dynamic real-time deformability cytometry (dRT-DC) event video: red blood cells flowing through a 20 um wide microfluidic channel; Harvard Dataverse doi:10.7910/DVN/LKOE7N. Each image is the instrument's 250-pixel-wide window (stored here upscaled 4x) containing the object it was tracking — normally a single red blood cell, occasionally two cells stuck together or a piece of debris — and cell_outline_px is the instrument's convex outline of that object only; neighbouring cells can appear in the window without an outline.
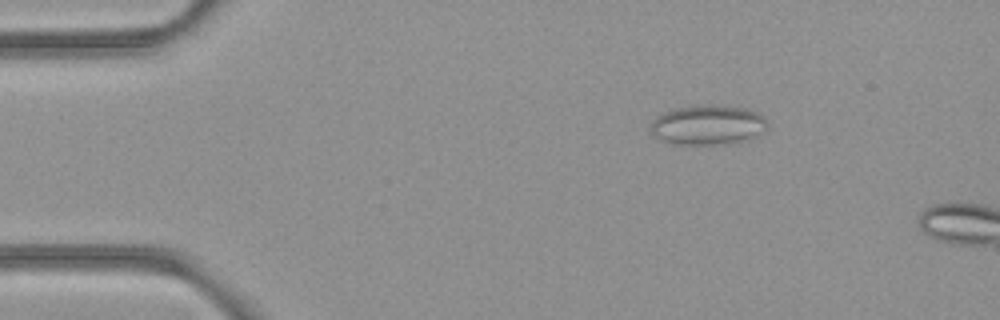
{"species": "common noctule bat (a hibernating species)", "species_latin": "Nyctalus noctula", "temperature_condition": "room temperature", "stored_images_in_passage": 4, "camera_frame_rate_fps": 3000, "um_per_image_px": 0.085, "animal": {"sex": "female", "body_mass_g": 21.9}, "frame": {"image": 1, "passage_image": 3, "time_ms": 0.667, "image_size_px": [1000, 320], "cell_outline_px": [[768, 128], [748, 140], [716, 144], [676, 144], [652, 136], [648, 132], [652, 120], [664, 112], [676, 108], [696, 104], [712, 104], [748, 108], [764, 116], [768, 120]], "centroid_in_image_um": [60.16, 10.59], "position_along_channel_um": 24.8, "area_um2": 27.46}}